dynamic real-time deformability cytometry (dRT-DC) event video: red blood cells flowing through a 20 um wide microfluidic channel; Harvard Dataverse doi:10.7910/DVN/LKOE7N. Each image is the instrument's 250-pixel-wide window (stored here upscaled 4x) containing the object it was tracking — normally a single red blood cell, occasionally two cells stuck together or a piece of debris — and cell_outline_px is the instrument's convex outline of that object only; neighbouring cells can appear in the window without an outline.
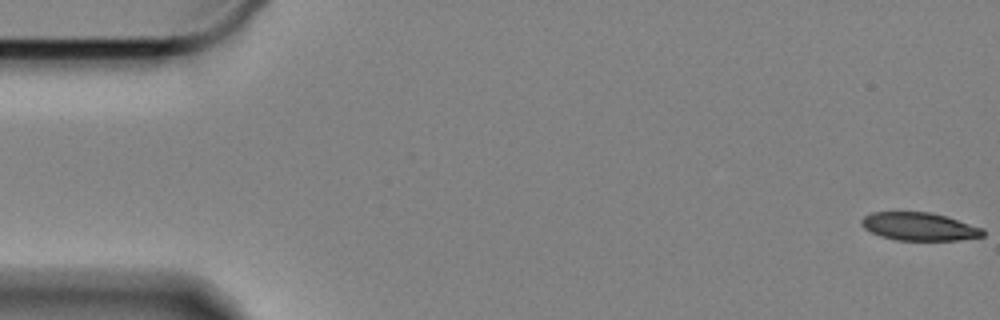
{"species": "Egyptian fruit bat (a non-hibernating species)", "species_latin": "Rousettus aegyptiacus", "temperature_condition": "cold", "stored_images_in_passage": 60, "camera_frame_rate_fps": 3000, "um_per_image_px": 0.085, "animal": {"sex": "female"}, "frame": {"image": 1, "passage_image": 1, "time_ms": 0.0, "image_size_px": [1000, 320], "cell_outline_px": [[984, 236], [960, 240], [896, 240], [880, 236], [864, 228], [860, 224], [860, 220], [864, 216], [872, 212], [932, 212], [948, 216], [984, 228]], "centroid_in_image_um": [78.16, 19.25], "position_along_channel_um": 6.8, "area_um2": 20.06}}
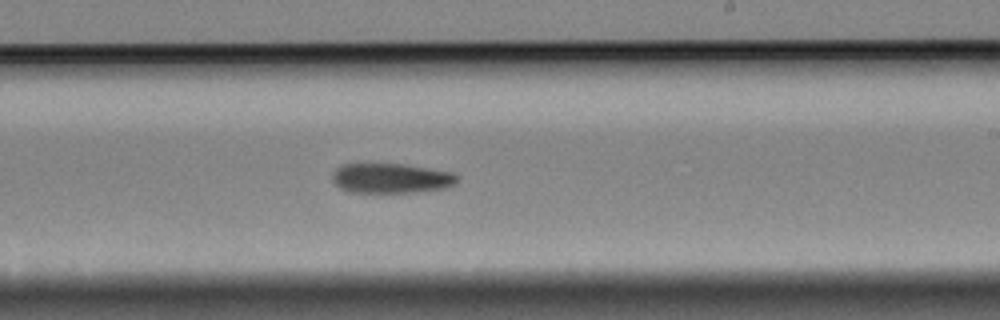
{"frame": {"image": 2, "passage_image": 35, "time_ms": 11.333, "image_size_px": [1000, 320], "cell_outline_px": [[460, 180], [456, 184], [444, 188], [412, 192], [348, 192], [340, 188], [332, 180], [332, 172], [340, 164], [404, 164], [452, 172], [460, 176]], "centroid_in_image_um": [33.25, 15.14], "position_along_channel_um": 255.8, "area_um2": 21.85}}
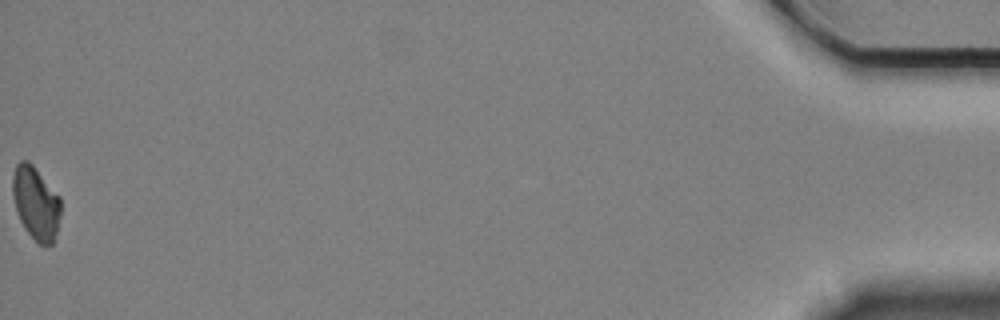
{"frame": {"image": 3, "passage_image": 60, "time_ms": 19.667, "image_size_px": [1000, 320], "cell_outline_px": [[60, 216], [56, 232], [52, 244], [44, 248], [24, 228], [16, 212], [12, 196], [12, 176], [16, 164], [20, 160], [28, 160], [32, 164], [60, 196]], "centroid_in_image_um": [3.03, 17.25], "position_along_channel_um": 432.2, "area_um2": 20.63}}